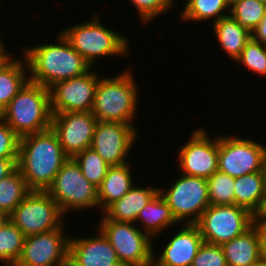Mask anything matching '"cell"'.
I'll list each match as a JSON object with an SVG mask.
<instances>
[{"instance_id":"obj_22","label":"cell","mask_w":266,"mask_h":266,"mask_svg":"<svg viewBox=\"0 0 266 266\" xmlns=\"http://www.w3.org/2000/svg\"><path fill=\"white\" fill-rule=\"evenodd\" d=\"M8 54L0 61V104L6 107L29 81V70L25 56L16 59Z\"/></svg>"},{"instance_id":"obj_45","label":"cell","mask_w":266,"mask_h":266,"mask_svg":"<svg viewBox=\"0 0 266 266\" xmlns=\"http://www.w3.org/2000/svg\"><path fill=\"white\" fill-rule=\"evenodd\" d=\"M8 219V217L2 213H0V227L2 224Z\"/></svg>"},{"instance_id":"obj_5","label":"cell","mask_w":266,"mask_h":266,"mask_svg":"<svg viewBox=\"0 0 266 266\" xmlns=\"http://www.w3.org/2000/svg\"><path fill=\"white\" fill-rule=\"evenodd\" d=\"M5 122L20 138L51 128L49 89L28 81L5 107Z\"/></svg>"},{"instance_id":"obj_33","label":"cell","mask_w":266,"mask_h":266,"mask_svg":"<svg viewBox=\"0 0 266 266\" xmlns=\"http://www.w3.org/2000/svg\"><path fill=\"white\" fill-rule=\"evenodd\" d=\"M191 266H227L221 245L203 242Z\"/></svg>"},{"instance_id":"obj_14","label":"cell","mask_w":266,"mask_h":266,"mask_svg":"<svg viewBox=\"0 0 266 266\" xmlns=\"http://www.w3.org/2000/svg\"><path fill=\"white\" fill-rule=\"evenodd\" d=\"M207 130L195 129L190 139L178 150L182 174L208 179L218 171V136L210 138Z\"/></svg>"},{"instance_id":"obj_13","label":"cell","mask_w":266,"mask_h":266,"mask_svg":"<svg viewBox=\"0 0 266 266\" xmlns=\"http://www.w3.org/2000/svg\"><path fill=\"white\" fill-rule=\"evenodd\" d=\"M64 226L26 236L21 255L14 266H59L69 255L70 236L65 235Z\"/></svg>"},{"instance_id":"obj_1","label":"cell","mask_w":266,"mask_h":266,"mask_svg":"<svg viewBox=\"0 0 266 266\" xmlns=\"http://www.w3.org/2000/svg\"><path fill=\"white\" fill-rule=\"evenodd\" d=\"M68 158L52 128L20 138L17 167L31 191H47Z\"/></svg>"},{"instance_id":"obj_38","label":"cell","mask_w":266,"mask_h":266,"mask_svg":"<svg viewBox=\"0 0 266 266\" xmlns=\"http://www.w3.org/2000/svg\"><path fill=\"white\" fill-rule=\"evenodd\" d=\"M252 37L264 45L266 44V13L258 27L252 32Z\"/></svg>"},{"instance_id":"obj_50","label":"cell","mask_w":266,"mask_h":266,"mask_svg":"<svg viewBox=\"0 0 266 266\" xmlns=\"http://www.w3.org/2000/svg\"><path fill=\"white\" fill-rule=\"evenodd\" d=\"M258 1L266 4V0H258Z\"/></svg>"},{"instance_id":"obj_29","label":"cell","mask_w":266,"mask_h":266,"mask_svg":"<svg viewBox=\"0 0 266 266\" xmlns=\"http://www.w3.org/2000/svg\"><path fill=\"white\" fill-rule=\"evenodd\" d=\"M266 13V4L258 0H230V15L251 33L258 27Z\"/></svg>"},{"instance_id":"obj_36","label":"cell","mask_w":266,"mask_h":266,"mask_svg":"<svg viewBox=\"0 0 266 266\" xmlns=\"http://www.w3.org/2000/svg\"><path fill=\"white\" fill-rule=\"evenodd\" d=\"M252 226L259 237L261 256L262 258H266V219L253 218Z\"/></svg>"},{"instance_id":"obj_49","label":"cell","mask_w":266,"mask_h":266,"mask_svg":"<svg viewBox=\"0 0 266 266\" xmlns=\"http://www.w3.org/2000/svg\"><path fill=\"white\" fill-rule=\"evenodd\" d=\"M7 55H0V61L3 60Z\"/></svg>"},{"instance_id":"obj_4","label":"cell","mask_w":266,"mask_h":266,"mask_svg":"<svg viewBox=\"0 0 266 266\" xmlns=\"http://www.w3.org/2000/svg\"><path fill=\"white\" fill-rule=\"evenodd\" d=\"M97 14V15H96ZM89 21L71 25L61 30L71 46L91 65L99 62L98 58L110 56H127L129 39L109 27H105L99 14ZM128 48V49H127Z\"/></svg>"},{"instance_id":"obj_46","label":"cell","mask_w":266,"mask_h":266,"mask_svg":"<svg viewBox=\"0 0 266 266\" xmlns=\"http://www.w3.org/2000/svg\"><path fill=\"white\" fill-rule=\"evenodd\" d=\"M114 266H132V265L124 261H118L117 263H115Z\"/></svg>"},{"instance_id":"obj_11","label":"cell","mask_w":266,"mask_h":266,"mask_svg":"<svg viewBox=\"0 0 266 266\" xmlns=\"http://www.w3.org/2000/svg\"><path fill=\"white\" fill-rule=\"evenodd\" d=\"M232 136L218 135V171L234 178L263 171L266 145Z\"/></svg>"},{"instance_id":"obj_35","label":"cell","mask_w":266,"mask_h":266,"mask_svg":"<svg viewBox=\"0 0 266 266\" xmlns=\"http://www.w3.org/2000/svg\"><path fill=\"white\" fill-rule=\"evenodd\" d=\"M20 137L5 122H0V158H18Z\"/></svg>"},{"instance_id":"obj_27","label":"cell","mask_w":266,"mask_h":266,"mask_svg":"<svg viewBox=\"0 0 266 266\" xmlns=\"http://www.w3.org/2000/svg\"><path fill=\"white\" fill-rule=\"evenodd\" d=\"M31 192L18 168L0 180V213L7 217Z\"/></svg>"},{"instance_id":"obj_44","label":"cell","mask_w":266,"mask_h":266,"mask_svg":"<svg viewBox=\"0 0 266 266\" xmlns=\"http://www.w3.org/2000/svg\"><path fill=\"white\" fill-rule=\"evenodd\" d=\"M183 1H186L185 4L183 6H185L190 0H183ZM175 2H178L176 0H168V3L170 5V7H174V4H176Z\"/></svg>"},{"instance_id":"obj_12","label":"cell","mask_w":266,"mask_h":266,"mask_svg":"<svg viewBox=\"0 0 266 266\" xmlns=\"http://www.w3.org/2000/svg\"><path fill=\"white\" fill-rule=\"evenodd\" d=\"M98 81V72L90 69L81 76L53 84L49 88L51 112L91 111Z\"/></svg>"},{"instance_id":"obj_28","label":"cell","mask_w":266,"mask_h":266,"mask_svg":"<svg viewBox=\"0 0 266 266\" xmlns=\"http://www.w3.org/2000/svg\"><path fill=\"white\" fill-rule=\"evenodd\" d=\"M22 231L7 219L0 227V261L9 266L19 259L25 241Z\"/></svg>"},{"instance_id":"obj_21","label":"cell","mask_w":266,"mask_h":266,"mask_svg":"<svg viewBox=\"0 0 266 266\" xmlns=\"http://www.w3.org/2000/svg\"><path fill=\"white\" fill-rule=\"evenodd\" d=\"M139 222H141L139 228L152 239L178 224L170 207L159 192L139 212L135 223L139 224Z\"/></svg>"},{"instance_id":"obj_47","label":"cell","mask_w":266,"mask_h":266,"mask_svg":"<svg viewBox=\"0 0 266 266\" xmlns=\"http://www.w3.org/2000/svg\"><path fill=\"white\" fill-rule=\"evenodd\" d=\"M264 174H266V152H265V164H264V170H263Z\"/></svg>"},{"instance_id":"obj_25","label":"cell","mask_w":266,"mask_h":266,"mask_svg":"<svg viewBox=\"0 0 266 266\" xmlns=\"http://www.w3.org/2000/svg\"><path fill=\"white\" fill-rule=\"evenodd\" d=\"M264 172L234 178V204L256 214L265 198Z\"/></svg>"},{"instance_id":"obj_43","label":"cell","mask_w":266,"mask_h":266,"mask_svg":"<svg viewBox=\"0 0 266 266\" xmlns=\"http://www.w3.org/2000/svg\"><path fill=\"white\" fill-rule=\"evenodd\" d=\"M250 266H266V258H261L259 261Z\"/></svg>"},{"instance_id":"obj_8","label":"cell","mask_w":266,"mask_h":266,"mask_svg":"<svg viewBox=\"0 0 266 266\" xmlns=\"http://www.w3.org/2000/svg\"><path fill=\"white\" fill-rule=\"evenodd\" d=\"M172 183L168 190L159 188V193L178 223L196 224L210 206L207 180L182 174Z\"/></svg>"},{"instance_id":"obj_20","label":"cell","mask_w":266,"mask_h":266,"mask_svg":"<svg viewBox=\"0 0 266 266\" xmlns=\"http://www.w3.org/2000/svg\"><path fill=\"white\" fill-rule=\"evenodd\" d=\"M131 170L128 163L109 166L106 176L97 187L99 209L101 208L102 213L134 186Z\"/></svg>"},{"instance_id":"obj_34","label":"cell","mask_w":266,"mask_h":266,"mask_svg":"<svg viewBox=\"0 0 266 266\" xmlns=\"http://www.w3.org/2000/svg\"><path fill=\"white\" fill-rule=\"evenodd\" d=\"M140 15L142 24L147 23L158 16L171 10L168 0H130ZM162 13V14H161Z\"/></svg>"},{"instance_id":"obj_39","label":"cell","mask_w":266,"mask_h":266,"mask_svg":"<svg viewBox=\"0 0 266 266\" xmlns=\"http://www.w3.org/2000/svg\"><path fill=\"white\" fill-rule=\"evenodd\" d=\"M253 218H263L266 219V196L263 200L260 210L253 215Z\"/></svg>"},{"instance_id":"obj_23","label":"cell","mask_w":266,"mask_h":266,"mask_svg":"<svg viewBox=\"0 0 266 266\" xmlns=\"http://www.w3.org/2000/svg\"><path fill=\"white\" fill-rule=\"evenodd\" d=\"M227 266H250L261 256L259 237L253 226L244 234L221 245Z\"/></svg>"},{"instance_id":"obj_48","label":"cell","mask_w":266,"mask_h":266,"mask_svg":"<svg viewBox=\"0 0 266 266\" xmlns=\"http://www.w3.org/2000/svg\"><path fill=\"white\" fill-rule=\"evenodd\" d=\"M264 185H265V194H266V174H264Z\"/></svg>"},{"instance_id":"obj_9","label":"cell","mask_w":266,"mask_h":266,"mask_svg":"<svg viewBox=\"0 0 266 266\" xmlns=\"http://www.w3.org/2000/svg\"><path fill=\"white\" fill-rule=\"evenodd\" d=\"M64 218L57 202L46 191H31L8 216L25 236L60 228Z\"/></svg>"},{"instance_id":"obj_7","label":"cell","mask_w":266,"mask_h":266,"mask_svg":"<svg viewBox=\"0 0 266 266\" xmlns=\"http://www.w3.org/2000/svg\"><path fill=\"white\" fill-rule=\"evenodd\" d=\"M101 219L98 229L115 249L119 261L132 266H153L154 240L148 234L135 223L109 220L104 215Z\"/></svg>"},{"instance_id":"obj_6","label":"cell","mask_w":266,"mask_h":266,"mask_svg":"<svg viewBox=\"0 0 266 266\" xmlns=\"http://www.w3.org/2000/svg\"><path fill=\"white\" fill-rule=\"evenodd\" d=\"M46 192L57 202L64 216L72 210L99 208L98 188L83 176L80 166L71 157L63 163Z\"/></svg>"},{"instance_id":"obj_18","label":"cell","mask_w":266,"mask_h":266,"mask_svg":"<svg viewBox=\"0 0 266 266\" xmlns=\"http://www.w3.org/2000/svg\"><path fill=\"white\" fill-rule=\"evenodd\" d=\"M92 237H70L69 257L80 266H114L119 261L115 249L97 229Z\"/></svg>"},{"instance_id":"obj_17","label":"cell","mask_w":266,"mask_h":266,"mask_svg":"<svg viewBox=\"0 0 266 266\" xmlns=\"http://www.w3.org/2000/svg\"><path fill=\"white\" fill-rule=\"evenodd\" d=\"M181 230L173 233L165 242L162 253L154 251L153 266H191L204 240L196 224H182ZM158 255V256H157ZM160 256V257H159Z\"/></svg>"},{"instance_id":"obj_42","label":"cell","mask_w":266,"mask_h":266,"mask_svg":"<svg viewBox=\"0 0 266 266\" xmlns=\"http://www.w3.org/2000/svg\"><path fill=\"white\" fill-rule=\"evenodd\" d=\"M5 121V107L0 104V122Z\"/></svg>"},{"instance_id":"obj_30","label":"cell","mask_w":266,"mask_h":266,"mask_svg":"<svg viewBox=\"0 0 266 266\" xmlns=\"http://www.w3.org/2000/svg\"><path fill=\"white\" fill-rule=\"evenodd\" d=\"M73 158L80 166L83 176L98 187L110 165L91 147L76 154Z\"/></svg>"},{"instance_id":"obj_2","label":"cell","mask_w":266,"mask_h":266,"mask_svg":"<svg viewBox=\"0 0 266 266\" xmlns=\"http://www.w3.org/2000/svg\"><path fill=\"white\" fill-rule=\"evenodd\" d=\"M55 44L23 46L27 61L29 81L48 89L55 83L78 77L91 68V65L76 51L60 32Z\"/></svg>"},{"instance_id":"obj_26","label":"cell","mask_w":266,"mask_h":266,"mask_svg":"<svg viewBox=\"0 0 266 266\" xmlns=\"http://www.w3.org/2000/svg\"><path fill=\"white\" fill-rule=\"evenodd\" d=\"M226 13V14H225ZM230 13V0H190L181 12L183 22L212 20V23Z\"/></svg>"},{"instance_id":"obj_31","label":"cell","mask_w":266,"mask_h":266,"mask_svg":"<svg viewBox=\"0 0 266 266\" xmlns=\"http://www.w3.org/2000/svg\"><path fill=\"white\" fill-rule=\"evenodd\" d=\"M206 180L210 205L234 204V177L216 171Z\"/></svg>"},{"instance_id":"obj_41","label":"cell","mask_w":266,"mask_h":266,"mask_svg":"<svg viewBox=\"0 0 266 266\" xmlns=\"http://www.w3.org/2000/svg\"><path fill=\"white\" fill-rule=\"evenodd\" d=\"M2 36L0 37V55H8L6 51V45L3 44V40H1Z\"/></svg>"},{"instance_id":"obj_15","label":"cell","mask_w":266,"mask_h":266,"mask_svg":"<svg viewBox=\"0 0 266 266\" xmlns=\"http://www.w3.org/2000/svg\"><path fill=\"white\" fill-rule=\"evenodd\" d=\"M138 133L139 130L135 125L98 121L91 148L110 166L128 163L127 156L138 139Z\"/></svg>"},{"instance_id":"obj_10","label":"cell","mask_w":266,"mask_h":266,"mask_svg":"<svg viewBox=\"0 0 266 266\" xmlns=\"http://www.w3.org/2000/svg\"><path fill=\"white\" fill-rule=\"evenodd\" d=\"M253 214L244 207L210 205L196 223L204 242L222 245L252 227Z\"/></svg>"},{"instance_id":"obj_3","label":"cell","mask_w":266,"mask_h":266,"mask_svg":"<svg viewBox=\"0 0 266 266\" xmlns=\"http://www.w3.org/2000/svg\"><path fill=\"white\" fill-rule=\"evenodd\" d=\"M132 73L127 69L110 78L99 77L91 110L98 121L134 125L140 91Z\"/></svg>"},{"instance_id":"obj_32","label":"cell","mask_w":266,"mask_h":266,"mask_svg":"<svg viewBox=\"0 0 266 266\" xmlns=\"http://www.w3.org/2000/svg\"><path fill=\"white\" fill-rule=\"evenodd\" d=\"M235 61L257 75L266 76V48L263 43L253 37L246 43Z\"/></svg>"},{"instance_id":"obj_40","label":"cell","mask_w":266,"mask_h":266,"mask_svg":"<svg viewBox=\"0 0 266 266\" xmlns=\"http://www.w3.org/2000/svg\"><path fill=\"white\" fill-rule=\"evenodd\" d=\"M59 266H80L69 256Z\"/></svg>"},{"instance_id":"obj_16","label":"cell","mask_w":266,"mask_h":266,"mask_svg":"<svg viewBox=\"0 0 266 266\" xmlns=\"http://www.w3.org/2000/svg\"><path fill=\"white\" fill-rule=\"evenodd\" d=\"M97 122L91 111L52 113L51 128L56 132L64 153L73 158L91 147Z\"/></svg>"},{"instance_id":"obj_37","label":"cell","mask_w":266,"mask_h":266,"mask_svg":"<svg viewBox=\"0 0 266 266\" xmlns=\"http://www.w3.org/2000/svg\"><path fill=\"white\" fill-rule=\"evenodd\" d=\"M18 158H0V180L11 175L17 167Z\"/></svg>"},{"instance_id":"obj_24","label":"cell","mask_w":266,"mask_h":266,"mask_svg":"<svg viewBox=\"0 0 266 266\" xmlns=\"http://www.w3.org/2000/svg\"><path fill=\"white\" fill-rule=\"evenodd\" d=\"M215 36L229 58L235 60L240 56L246 43L251 39L252 33L240 26L229 14L212 24Z\"/></svg>"},{"instance_id":"obj_19","label":"cell","mask_w":266,"mask_h":266,"mask_svg":"<svg viewBox=\"0 0 266 266\" xmlns=\"http://www.w3.org/2000/svg\"><path fill=\"white\" fill-rule=\"evenodd\" d=\"M134 186L121 199L112 203L102 215L109 220L135 223L139 212L159 192V188Z\"/></svg>"}]
</instances>
